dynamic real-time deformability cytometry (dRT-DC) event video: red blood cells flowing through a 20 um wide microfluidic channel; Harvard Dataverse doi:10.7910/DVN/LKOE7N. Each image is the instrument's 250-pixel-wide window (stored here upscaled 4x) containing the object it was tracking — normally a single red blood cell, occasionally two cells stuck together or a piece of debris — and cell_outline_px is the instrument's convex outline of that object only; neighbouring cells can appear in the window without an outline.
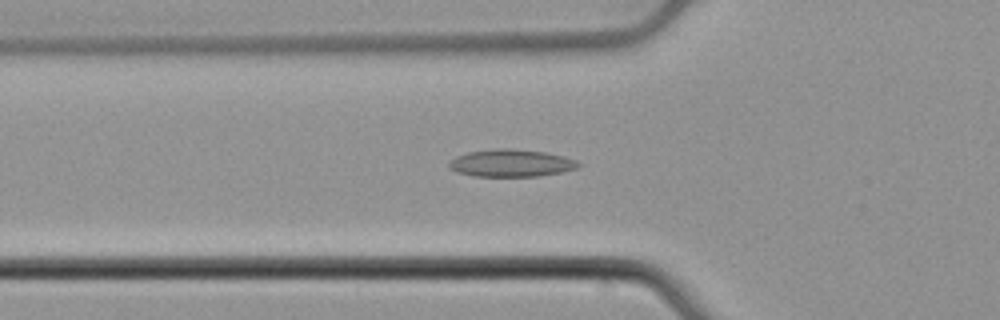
{"species": "common noctule bat (a hibernating species)", "species_latin": "Nyctalus noctula", "temperature_condition": "cold", "stored_images_in_passage": 53, "camera_frame_rate_fps": 3000, "um_per_image_px": 0.085, "animal": {"sex": "male", "body_mass_g": 21.5, "forearm_length_mm": 52.0}, "frame": {"image": 1, "passage_image": 19, "time_ms": 6.0, "image_size_px": [1000, 320], "cell_outline_px": [[584, 164], [576, 168], [560, 172], [540, 176], [472, 176], [456, 172], [448, 168], [448, 164], [456, 156], [468, 152], [496, 148], [512, 148], [544, 152], [564, 156], [576, 160]], "centroid_in_image_um": [43.44, 13.86], "position_along_channel_um": 82.4, "area_um2": 20.75}}
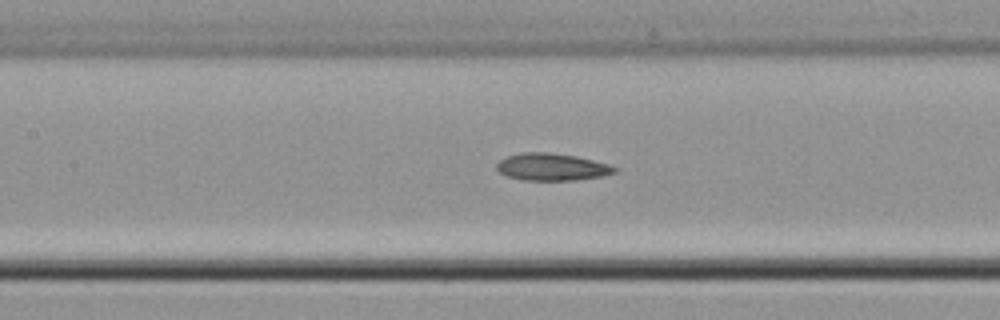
{"frame": {"image": 2, "passage_image": 25, "time_ms": 8.0, "image_size_px": [1000, 320], "cell_outline_px": [[616, 172], [604, 176], [576, 180], [524, 180], [504, 176], [496, 168], [496, 164], [500, 160], [508, 156], [520, 152], [548, 152], [576, 156], [608, 164], [616, 168]], "centroid_in_image_um": [46.88, 14.19], "position_along_channel_um": 160.5, "area_um2": 18.73}}
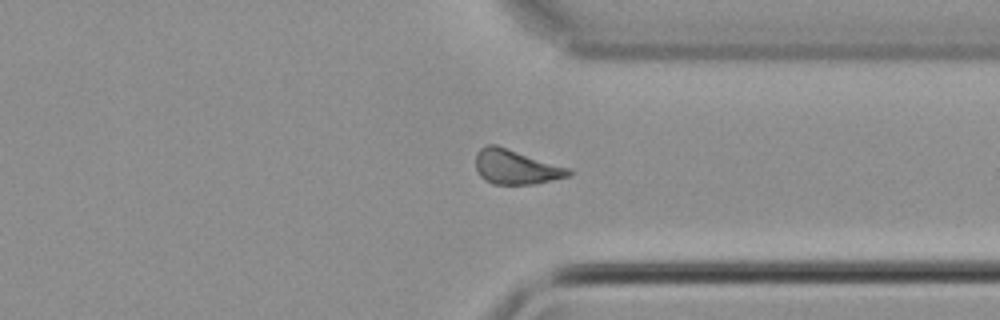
{"frame": {"image": 3, "passage_image": 41, "time_ms": 13.333, "image_size_px": [1000, 320], "cell_outline_px": [[572, 172], [568, 176], [536, 184], [492, 184], [484, 180], [480, 176], [476, 168], [476, 152], [480, 148], [488, 144], [496, 144], [572, 168]], "centroid_in_image_um": [43.86, 14.18], "position_along_channel_um": 367.5, "area_um2": 19.02}, "authors_computed_cell_mechanics": {"area_um2": 19.0162, "velocity_mm_per_s": 3.8945, "shape_relaxation_time_tau1_ms": 4.5413, "shape_relaxation_time_tau2_ms": 2.6607, "deformation_change_tau1": 0.1104, "deformation_change_tau2": 0.0842}}